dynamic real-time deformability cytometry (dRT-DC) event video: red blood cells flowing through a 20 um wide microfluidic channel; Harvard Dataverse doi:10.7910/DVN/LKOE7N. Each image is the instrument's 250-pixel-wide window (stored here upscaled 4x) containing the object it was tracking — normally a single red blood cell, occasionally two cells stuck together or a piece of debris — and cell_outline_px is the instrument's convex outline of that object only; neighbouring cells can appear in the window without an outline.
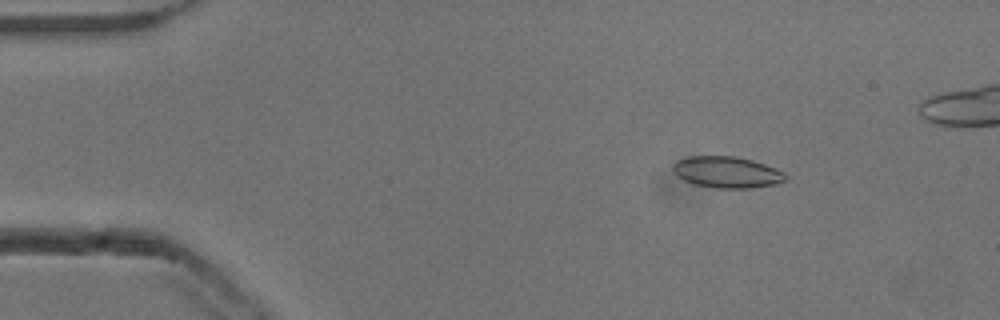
{"species": "common noctule bat (a hibernating species)", "species_latin": "Nyctalus noctula", "temperature_condition": "cold", "stored_images_in_passage": 50, "camera_frame_rate_fps": 3000, "um_per_image_px": 0.085, "animal": {"sex": "male", "body_mass_g": 13.3}, "frame": {"image": 1, "passage_image": 8, "time_ms": 2.333, "image_size_px": [1000, 320], "cell_outline_px": [[788, 180], [776, 184], [752, 188], [716, 188], [696, 184], [684, 180], [676, 176], [672, 168], [672, 164], [676, 160], [688, 156], [736, 156], [752, 160], [776, 168], [784, 172], [788, 176]], "centroid_in_image_um": [61.8, 14.63], "position_along_channel_um": 23.2, "area_um2": 20.81}}
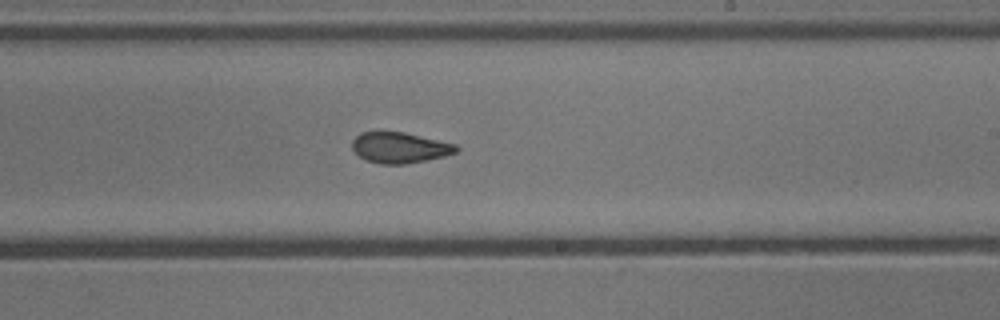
{"frame": {"image": 2, "passage_image": 32, "time_ms": 10.333, "image_size_px": [1000, 320], "cell_outline_px": [[460, 148], [456, 152], [444, 156], [428, 160], [404, 164], [380, 164], [368, 160], [360, 156], [352, 148], [352, 140], [360, 132], [404, 132], [456, 144]], "centroid_in_image_um": [33.99, 12.55], "position_along_channel_um": 255.0, "area_um2": 18.55}}
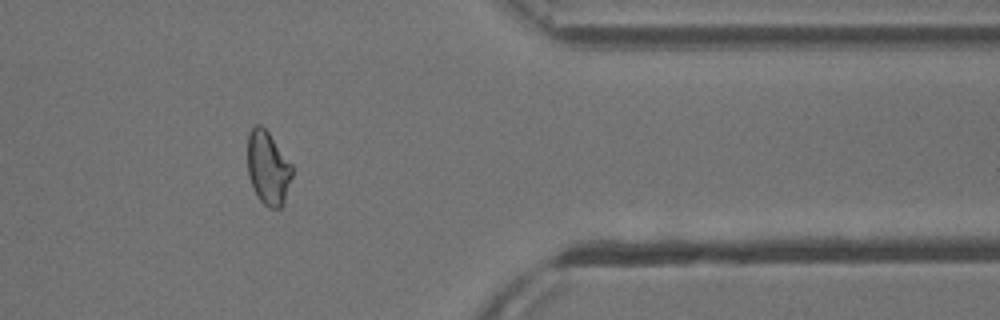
{"frame": {"image": 3, "passage_image": 44, "time_ms": 14.333, "image_size_px": [1000, 320], "cell_outline_px": [[292, 176], [284, 204], [280, 208], [268, 208], [256, 196], [248, 176], [248, 132], [256, 124], [260, 124], [268, 132], [292, 164]], "centroid_in_image_um": [22.78, 14.3], "position_along_channel_um": 388.6, "area_um2": 19.19}}